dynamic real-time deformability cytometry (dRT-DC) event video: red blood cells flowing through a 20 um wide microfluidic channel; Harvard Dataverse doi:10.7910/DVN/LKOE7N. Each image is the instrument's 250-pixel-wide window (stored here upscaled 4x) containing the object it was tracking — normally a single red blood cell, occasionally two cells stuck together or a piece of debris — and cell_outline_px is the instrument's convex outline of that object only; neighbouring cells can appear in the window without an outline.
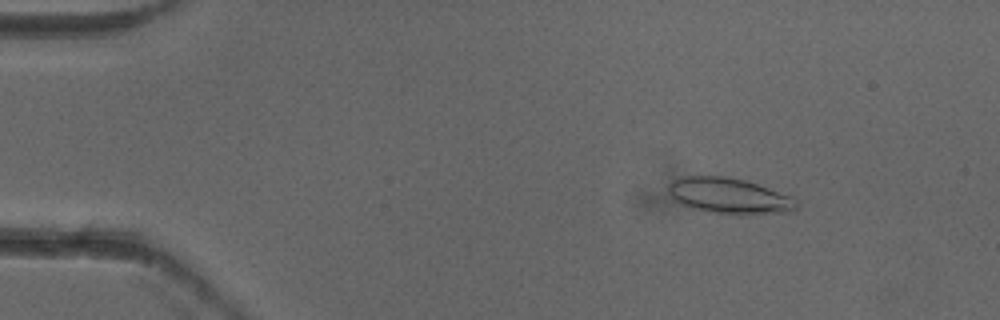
{"species": "common noctule bat (a hibernating species)", "species_latin": "Nyctalus noctula", "temperature_condition": "cold", "stored_images_in_passage": 5, "camera_frame_rate_fps": 3000, "um_per_image_px": 0.085, "animal": {"sex": "female"}, "frame": {"image": 1, "passage_image": 3, "time_ms": 0.667, "image_size_px": [1000, 320], "cell_outline_px": [[800, 204], [792, 212], [712, 212], [692, 208], [680, 204], [668, 192], [668, 184], [672, 180], [684, 176], [724, 176], [744, 180], [792, 196]], "centroid_in_image_um": [61.95, 16.61], "position_along_channel_um": 23.1, "area_um2": 25.89}}